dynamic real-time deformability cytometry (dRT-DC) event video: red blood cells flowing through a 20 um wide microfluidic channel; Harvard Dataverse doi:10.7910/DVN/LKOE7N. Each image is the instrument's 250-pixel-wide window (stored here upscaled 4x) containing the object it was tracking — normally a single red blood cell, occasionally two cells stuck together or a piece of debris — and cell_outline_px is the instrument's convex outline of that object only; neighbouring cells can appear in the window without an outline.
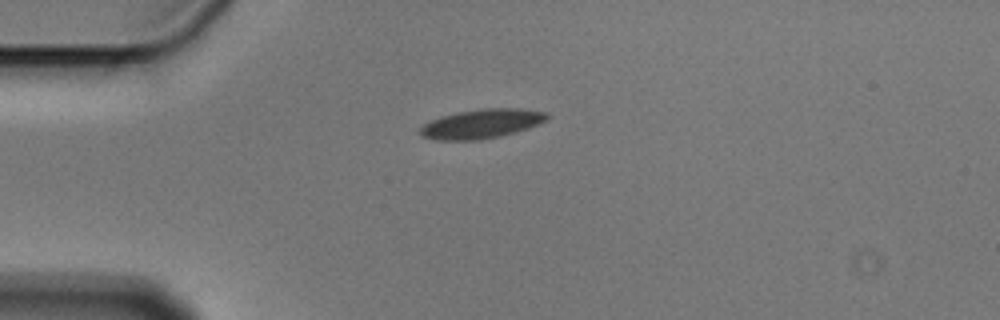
{"species": "Egyptian fruit bat (a non-hibernating species)", "species_latin": "Rousettus aegyptiacus", "temperature_condition": "cold", "stored_images_in_passage": 6, "camera_frame_rate_fps": 3000, "um_per_image_px": 0.085, "animal": {"sex": "male"}, "frame": {"image": 1, "passage_image": 1, "time_ms": 0.0, "image_size_px": [1000, 320], "cell_outline_px": [[548, 120], [540, 124], [516, 132], [500, 136], [480, 140], [436, 140], [420, 136], [416, 132], [424, 124], [440, 116], [456, 112], [480, 108], [520, 108], [548, 112]], "centroid_in_image_um": [40.93, 10.52], "position_along_channel_um": 44.1, "area_um2": 22.02}}
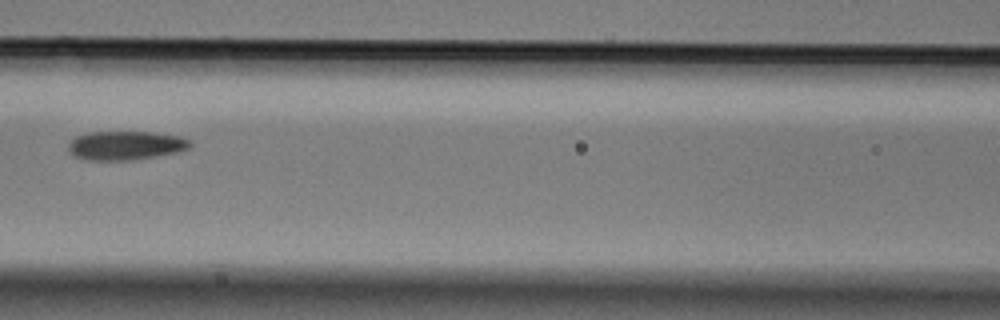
{"frame": {"image": 2, "passage_image": 4, "time_ms": 1.0, "image_size_px": [1000, 320], "cell_outline_px": [[192, 144], [188, 148], [176, 152], [156, 156], [132, 160], [88, 160], [76, 156], [68, 148], [68, 144], [76, 136], [88, 132], [152, 132], [180, 136], [192, 140]], "centroid_in_image_um": [10.71, 12.35], "position_along_channel_um": 155.9, "area_um2": 20.4}}
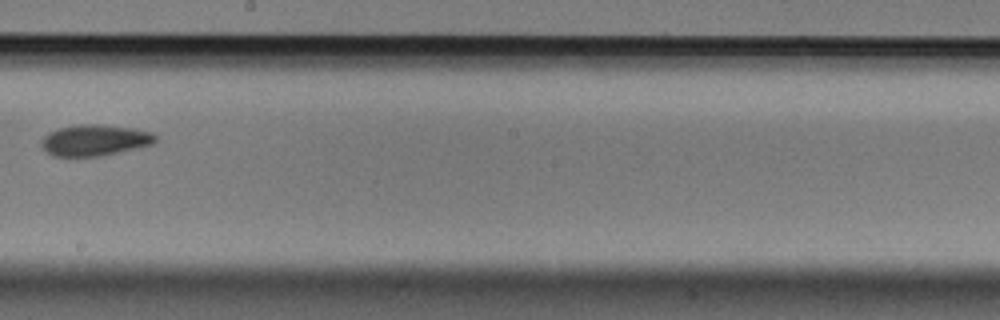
{"frame": {"image": 3, "passage_image": 6, "time_ms": 1.667, "image_size_px": [1000, 320], "cell_outline_px": [[160, 140], [156, 144], [100, 156], [52, 156], [40, 144], [44, 136], [48, 132], [60, 128], [76, 124], [100, 124], [136, 128], [152, 132], [160, 136]], "centroid_in_image_um": [8.15, 11.9], "position_along_channel_um": 240.0, "area_um2": 21.1}}